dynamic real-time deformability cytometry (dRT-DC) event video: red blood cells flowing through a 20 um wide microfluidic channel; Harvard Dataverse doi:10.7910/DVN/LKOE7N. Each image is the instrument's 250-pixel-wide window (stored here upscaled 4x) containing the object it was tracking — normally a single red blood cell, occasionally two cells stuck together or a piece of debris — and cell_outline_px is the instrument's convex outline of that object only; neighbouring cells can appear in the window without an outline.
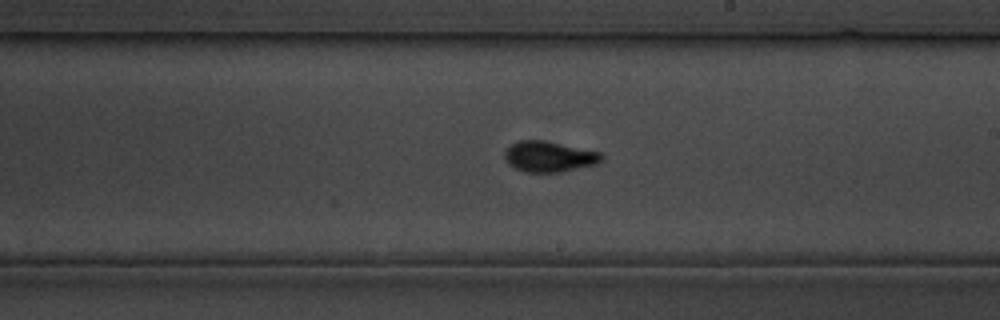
{"species": "common noctule bat (a hibernating species)", "species_latin": "Nyctalus noctula", "temperature_condition": "cold", "stored_images_in_passage": 25, "camera_frame_rate_fps": 3000, "um_per_image_px": 0.085, "animal": {"sex": "male", "body_mass_g": 19.5, "forearm_length_mm": 54.6}, "frame": {"image": 1, "passage_image": 18, "time_ms": 22.0, "image_size_px": [1000, 320], "cell_outline_px": [[604, 156], [596, 164], [560, 172], [524, 172], [508, 164], [504, 160], [504, 152], [512, 144], [520, 140], [544, 140], [600, 152]], "centroid_in_image_um": [46.64, 13.31], "position_along_channel_um": 242.4, "area_um2": 17.22}}